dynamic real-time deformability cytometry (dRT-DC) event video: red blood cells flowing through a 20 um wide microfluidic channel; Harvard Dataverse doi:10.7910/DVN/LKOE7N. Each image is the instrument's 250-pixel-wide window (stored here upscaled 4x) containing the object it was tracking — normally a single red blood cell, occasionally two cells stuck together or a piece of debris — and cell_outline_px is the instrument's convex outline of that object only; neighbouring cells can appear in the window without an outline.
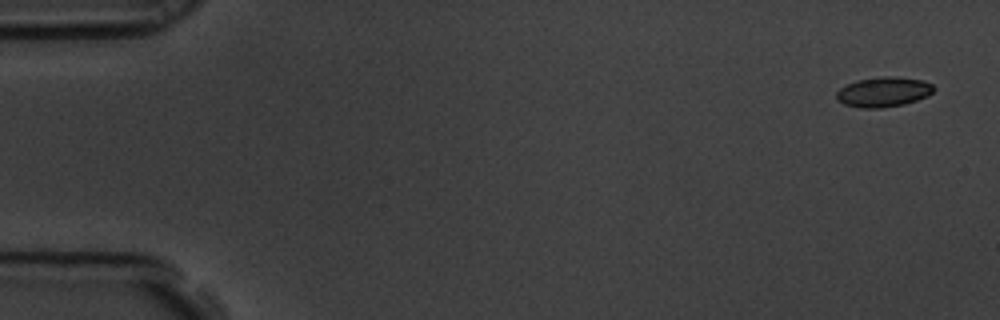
{"species": "common noctule bat (a hibernating species)", "species_latin": "Nyctalus noctula", "temperature_condition": "room temperature", "stored_images_in_passage": 5, "camera_frame_rate_fps": 3000, "um_per_image_px": 0.085, "animal": {"sex": "male", "body_mass_g": 19.5, "forearm_length_mm": 54.6}, "frame": {"image": 1, "passage_image": 1, "time_ms": 0.0, "image_size_px": [1000, 320], "cell_outline_px": [[936, 88], [928, 96], [904, 104], [880, 108], [860, 108], [844, 104], [836, 100], [836, 92], [840, 88], [856, 80], [884, 76], [892, 76], [924, 80], [932, 84]], "centroid_in_image_um": [75.09, 7.81], "position_along_channel_um": 9.9, "area_um2": 17.05}}
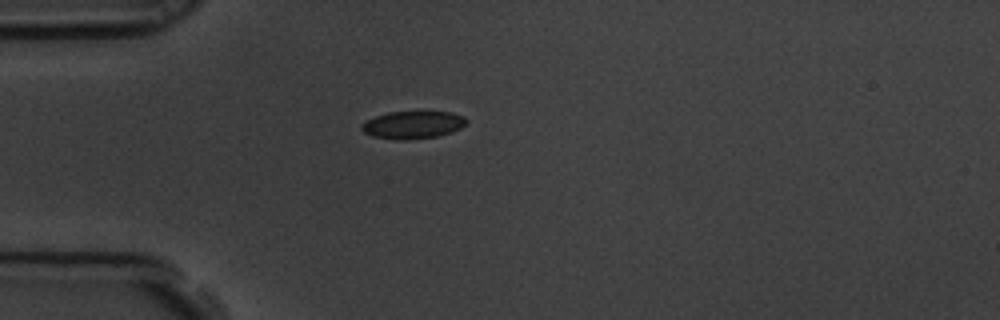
{"frame": {"image": 2, "passage_image": 5, "time_ms": 1.333, "image_size_px": [1000, 320], "cell_outline_px": [[468, 120], [460, 128], [452, 132], [436, 136], [408, 140], [400, 140], [372, 136], [364, 132], [360, 128], [368, 120], [376, 116], [388, 112], [452, 112], [464, 116]], "centroid_in_image_um": [35.12, 10.61], "position_along_channel_um": 49.9, "area_um2": 16.65}}